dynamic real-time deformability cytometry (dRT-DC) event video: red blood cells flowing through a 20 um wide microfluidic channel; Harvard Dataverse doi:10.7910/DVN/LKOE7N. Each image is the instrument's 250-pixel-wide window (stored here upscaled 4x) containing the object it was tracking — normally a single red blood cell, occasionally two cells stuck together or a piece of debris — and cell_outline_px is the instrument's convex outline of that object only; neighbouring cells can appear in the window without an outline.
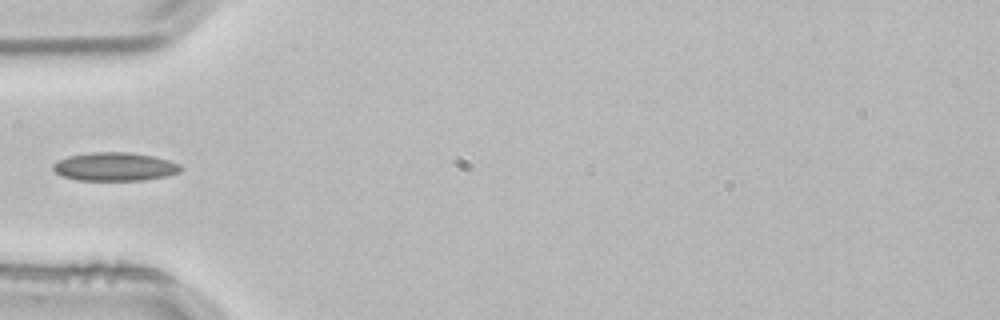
{"species": "common noctule bat (a hibernating species)", "species_latin": "Nyctalus noctula", "temperature_condition": "room temperature", "stored_images_in_passage": 3, "camera_frame_rate_fps": 3000, "um_per_image_px": 0.085, "animal": {"sex": "male", "body_mass_g": 21.5, "forearm_length_mm": 52.0}, "frame": {"image": 1, "passage_image": 3, "time_ms": 0.667, "image_size_px": [1000, 320], "cell_outline_px": [[184, 168], [180, 172], [164, 176], [144, 180], [76, 180], [64, 176], [56, 172], [52, 168], [52, 164], [56, 160], [68, 156], [92, 152], [128, 152], [152, 156], [168, 160], [180, 164]], "centroid_in_image_um": [9.74, 14.16], "position_along_channel_um": 75.3, "area_um2": 21.15}}